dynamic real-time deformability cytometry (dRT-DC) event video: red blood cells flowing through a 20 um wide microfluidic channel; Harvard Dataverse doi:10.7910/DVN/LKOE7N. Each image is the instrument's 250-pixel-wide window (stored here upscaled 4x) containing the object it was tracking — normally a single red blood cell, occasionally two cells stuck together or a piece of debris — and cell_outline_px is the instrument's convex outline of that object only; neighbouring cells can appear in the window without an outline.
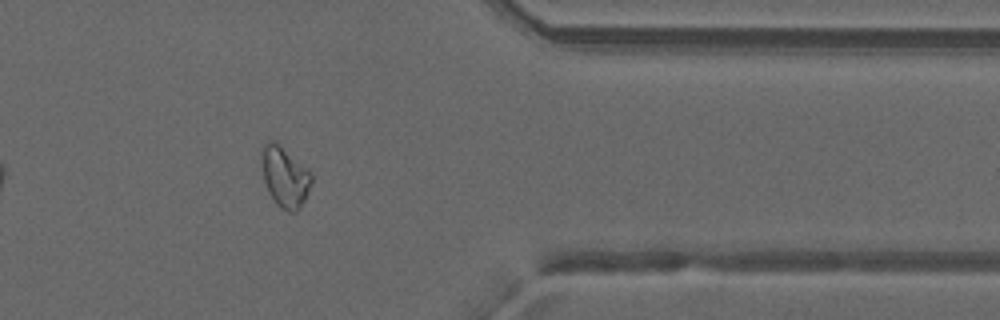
{"species": "common noctule bat (a hibernating species)", "species_latin": "Nyctalus noctula", "temperature_condition": "warm", "stored_images_in_passage": 36, "camera_frame_rate_fps": 3000, "um_per_image_px": 0.085, "animal": {"sex": "male", "forearm_length_mm": 52.5}, "frame": {"image": 1, "passage_image": 26, "time_ms": 8.333, "image_size_px": [1000, 320], "cell_outline_px": [[312, 180], [304, 200], [300, 208], [296, 212], [288, 212], [280, 208], [276, 204], [268, 192], [264, 180], [260, 160], [260, 148], [268, 140], [276, 140], [312, 176]], "centroid_in_image_um": [24.14, 15.02], "position_along_channel_um": 387.3, "area_um2": 17.51}}